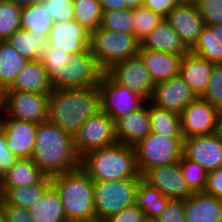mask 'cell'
Instances as JSON below:
<instances>
[{
    "mask_svg": "<svg viewBox=\"0 0 222 222\" xmlns=\"http://www.w3.org/2000/svg\"><path fill=\"white\" fill-rule=\"evenodd\" d=\"M101 110L97 85L52 90L48 95V121L72 137L86 120Z\"/></svg>",
    "mask_w": 222,
    "mask_h": 222,
    "instance_id": "6da1fadb",
    "label": "cell"
},
{
    "mask_svg": "<svg viewBox=\"0 0 222 222\" xmlns=\"http://www.w3.org/2000/svg\"><path fill=\"white\" fill-rule=\"evenodd\" d=\"M31 159L49 177L75 170L80 166L73 137L48 120L38 124Z\"/></svg>",
    "mask_w": 222,
    "mask_h": 222,
    "instance_id": "7a4b0ae2",
    "label": "cell"
},
{
    "mask_svg": "<svg viewBox=\"0 0 222 222\" xmlns=\"http://www.w3.org/2000/svg\"><path fill=\"white\" fill-rule=\"evenodd\" d=\"M80 167L94 181L142 178L133 146L120 142L87 153L80 159Z\"/></svg>",
    "mask_w": 222,
    "mask_h": 222,
    "instance_id": "3957f363",
    "label": "cell"
},
{
    "mask_svg": "<svg viewBox=\"0 0 222 222\" xmlns=\"http://www.w3.org/2000/svg\"><path fill=\"white\" fill-rule=\"evenodd\" d=\"M51 179L68 222H96L94 180L80 166Z\"/></svg>",
    "mask_w": 222,
    "mask_h": 222,
    "instance_id": "277c9868",
    "label": "cell"
},
{
    "mask_svg": "<svg viewBox=\"0 0 222 222\" xmlns=\"http://www.w3.org/2000/svg\"><path fill=\"white\" fill-rule=\"evenodd\" d=\"M139 48L140 41L134 34L114 32L100 27L91 33L90 49L103 72L120 61L138 56Z\"/></svg>",
    "mask_w": 222,
    "mask_h": 222,
    "instance_id": "5b68a950",
    "label": "cell"
},
{
    "mask_svg": "<svg viewBox=\"0 0 222 222\" xmlns=\"http://www.w3.org/2000/svg\"><path fill=\"white\" fill-rule=\"evenodd\" d=\"M133 148L137 169L142 176L150 168L179 162L183 151V137H165L151 132Z\"/></svg>",
    "mask_w": 222,
    "mask_h": 222,
    "instance_id": "8992f818",
    "label": "cell"
},
{
    "mask_svg": "<svg viewBox=\"0 0 222 222\" xmlns=\"http://www.w3.org/2000/svg\"><path fill=\"white\" fill-rule=\"evenodd\" d=\"M141 178L119 181H94L96 222L119 213L135 204V193Z\"/></svg>",
    "mask_w": 222,
    "mask_h": 222,
    "instance_id": "52a82bcc",
    "label": "cell"
},
{
    "mask_svg": "<svg viewBox=\"0 0 222 222\" xmlns=\"http://www.w3.org/2000/svg\"><path fill=\"white\" fill-rule=\"evenodd\" d=\"M74 148L81 159L87 153L118 142L115 122L101 110L89 117L73 136Z\"/></svg>",
    "mask_w": 222,
    "mask_h": 222,
    "instance_id": "ba28073f",
    "label": "cell"
},
{
    "mask_svg": "<svg viewBox=\"0 0 222 222\" xmlns=\"http://www.w3.org/2000/svg\"><path fill=\"white\" fill-rule=\"evenodd\" d=\"M100 93L101 111L114 122L130 112L140 109L147 101L128 88L117 84L106 72L97 84Z\"/></svg>",
    "mask_w": 222,
    "mask_h": 222,
    "instance_id": "9c48e42d",
    "label": "cell"
},
{
    "mask_svg": "<svg viewBox=\"0 0 222 222\" xmlns=\"http://www.w3.org/2000/svg\"><path fill=\"white\" fill-rule=\"evenodd\" d=\"M48 95L18 90L2 92V109L7 117L40 124L48 120Z\"/></svg>",
    "mask_w": 222,
    "mask_h": 222,
    "instance_id": "30bf717a",
    "label": "cell"
},
{
    "mask_svg": "<svg viewBox=\"0 0 222 222\" xmlns=\"http://www.w3.org/2000/svg\"><path fill=\"white\" fill-rule=\"evenodd\" d=\"M106 73L117 84L142 96L147 102L150 100L155 84L139 56L114 64Z\"/></svg>",
    "mask_w": 222,
    "mask_h": 222,
    "instance_id": "8fae6325",
    "label": "cell"
},
{
    "mask_svg": "<svg viewBox=\"0 0 222 222\" xmlns=\"http://www.w3.org/2000/svg\"><path fill=\"white\" fill-rule=\"evenodd\" d=\"M184 138L218 132V109L202 97H196L180 114Z\"/></svg>",
    "mask_w": 222,
    "mask_h": 222,
    "instance_id": "7c38bea8",
    "label": "cell"
},
{
    "mask_svg": "<svg viewBox=\"0 0 222 222\" xmlns=\"http://www.w3.org/2000/svg\"><path fill=\"white\" fill-rule=\"evenodd\" d=\"M142 179L170 200H186L193 194L182 175L179 162L150 168Z\"/></svg>",
    "mask_w": 222,
    "mask_h": 222,
    "instance_id": "4fadbf2b",
    "label": "cell"
},
{
    "mask_svg": "<svg viewBox=\"0 0 222 222\" xmlns=\"http://www.w3.org/2000/svg\"><path fill=\"white\" fill-rule=\"evenodd\" d=\"M182 155L197 162L207 172L222 167V134L193 136L183 139Z\"/></svg>",
    "mask_w": 222,
    "mask_h": 222,
    "instance_id": "5bb4252c",
    "label": "cell"
},
{
    "mask_svg": "<svg viewBox=\"0 0 222 222\" xmlns=\"http://www.w3.org/2000/svg\"><path fill=\"white\" fill-rule=\"evenodd\" d=\"M69 62L62 71V89L97 85L104 73L97 65L90 48L82 53L71 54Z\"/></svg>",
    "mask_w": 222,
    "mask_h": 222,
    "instance_id": "9a60e30c",
    "label": "cell"
},
{
    "mask_svg": "<svg viewBox=\"0 0 222 222\" xmlns=\"http://www.w3.org/2000/svg\"><path fill=\"white\" fill-rule=\"evenodd\" d=\"M196 98L184 79L177 75L167 81L155 84L148 102L158 108L181 114Z\"/></svg>",
    "mask_w": 222,
    "mask_h": 222,
    "instance_id": "2e32d148",
    "label": "cell"
},
{
    "mask_svg": "<svg viewBox=\"0 0 222 222\" xmlns=\"http://www.w3.org/2000/svg\"><path fill=\"white\" fill-rule=\"evenodd\" d=\"M165 20L189 50L198 41L201 31L205 27L195 3L178 2Z\"/></svg>",
    "mask_w": 222,
    "mask_h": 222,
    "instance_id": "e0dca14e",
    "label": "cell"
},
{
    "mask_svg": "<svg viewBox=\"0 0 222 222\" xmlns=\"http://www.w3.org/2000/svg\"><path fill=\"white\" fill-rule=\"evenodd\" d=\"M0 127L3 129L10 151L19 158H31L34 150L38 124L0 117Z\"/></svg>",
    "mask_w": 222,
    "mask_h": 222,
    "instance_id": "ac0fdd59",
    "label": "cell"
},
{
    "mask_svg": "<svg viewBox=\"0 0 222 222\" xmlns=\"http://www.w3.org/2000/svg\"><path fill=\"white\" fill-rule=\"evenodd\" d=\"M91 33L76 20L55 22L48 35V44L68 54L82 53L90 48Z\"/></svg>",
    "mask_w": 222,
    "mask_h": 222,
    "instance_id": "d6986e66",
    "label": "cell"
},
{
    "mask_svg": "<svg viewBox=\"0 0 222 222\" xmlns=\"http://www.w3.org/2000/svg\"><path fill=\"white\" fill-rule=\"evenodd\" d=\"M213 67V63L189 51L182 56L179 75L196 97H202L210 84Z\"/></svg>",
    "mask_w": 222,
    "mask_h": 222,
    "instance_id": "ffe728a7",
    "label": "cell"
},
{
    "mask_svg": "<svg viewBox=\"0 0 222 222\" xmlns=\"http://www.w3.org/2000/svg\"><path fill=\"white\" fill-rule=\"evenodd\" d=\"M147 103L143 104L140 109L130 112L115 122L118 142L134 146L151 133Z\"/></svg>",
    "mask_w": 222,
    "mask_h": 222,
    "instance_id": "44dd1931",
    "label": "cell"
},
{
    "mask_svg": "<svg viewBox=\"0 0 222 222\" xmlns=\"http://www.w3.org/2000/svg\"><path fill=\"white\" fill-rule=\"evenodd\" d=\"M138 56L148 69L154 84L179 75L183 55L139 48Z\"/></svg>",
    "mask_w": 222,
    "mask_h": 222,
    "instance_id": "7402d4cb",
    "label": "cell"
},
{
    "mask_svg": "<svg viewBox=\"0 0 222 222\" xmlns=\"http://www.w3.org/2000/svg\"><path fill=\"white\" fill-rule=\"evenodd\" d=\"M185 222H221L222 200L205 192L193 193L184 200Z\"/></svg>",
    "mask_w": 222,
    "mask_h": 222,
    "instance_id": "603a6c76",
    "label": "cell"
},
{
    "mask_svg": "<svg viewBox=\"0 0 222 222\" xmlns=\"http://www.w3.org/2000/svg\"><path fill=\"white\" fill-rule=\"evenodd\" d=\"M140 48L178 55L189 52V49L165 19L140 42Z\"/></svg>",
    "mask_w": 222,
    "mask_h": 222,
    "instance_id": "cb8c5ba5",
    "label": "cell"
},
{
    "mask_svg": "<svg viewBox=\"0 0 222 222\" xmlns=\"http://www.w3.org/2000/svg\"><path fill=\"white\" fill-rule=\"evenodd\" d=\"M6 90L50 94L53 89L47 71L38 60L30 61L16 76L13 85Z\"/></svg>",
    "mask_w": 222,
    "mask_h": 222,
    "instance_id": "d4e9b609",
    "label": "cell"
},
{
    "mask_svg": "<svg viewBox=\"0 0 222 222\" xmlns=\"http://www.w3.org/2000/svg\"><path fill=\"white\" fill-rule=\"evenodd\" d=\"M52 185V179L45 176L39 183L21 187H0L1 199L9 205L29 209L40 200Z\"/></svg>",
    "mask_w": 222,
    "mask_h": 222,
    "instance_id": "484cf974",
    "label": "cell"
},
{
    "mask_svg": "<svg viewBox=\"0 0 222 222\" xmlns=\"http://www.w3.org/2000/svg\"><path fill=\"white\" fill-rule=\"evenodd\" d=\"M46 175L31 158H19L0 178V187H21L39 183Z\"/></svg>",
    "mask_w": 222,
    "mask_h": 222,
    "instance_id": "4316f807",
    "label": "cell"
},
{
    "mask_svg": "<svg viewBox=\"0 0 222 222\" xmlns=\"http://www.w3.org/2000/svg\"><path fill=\"white\" fill-rule=\"evenodd\" d=\"M29 211L34 222H68L59 192L53 185L29 208Z\"/></svg>",
    "mask_w": 222,
    "mask_h": 222,
    "instance_id": "83f0119b",
    "label": "cell"
},
{
    "mask_svg": "<svg viewBox=\"0 0 222 222\" xmlns=\"http://www.w3.org/2000/svg\"><path fill=\"white\" fill-rule=\"evenodd\" d=\"M29 61L8 42L0 40V91L9 89L16 76L23 70Z\"/></svg>",
    "mask_w": 222,
    "mask_h": 222,
    "instance_id": "f1b7e54d",
    "label": "cell"
},
{
    "mask_svg": "<svg viewBox=\"0 0 222 222\" xmlns=\"http://www.w3.org/2000/svg\"><path fill=\"white\" fill-rule=\"evenodd\" d=\"M8 42L30 62L40 60L43 49L48 44V38L20 28L8 38Z\"/></svg>",
    "mask_w": 222,
    "mask_h": 222,
    "instance_id": "f546056e",
    "label": "cell"
},
{
    "mask_svg": "<svg viewBox=\"0 0 222 222\" xmlns=\"http://www.w3.org/2000/svg\"><path fill=\"white\" fill-rule=\"evenodd\" d=\"M151 132L165 137H183L180 115L148 103Z\"/></svg>",
    "mask_w": 222,
    "mask_h": 222,
    "instance_id": "4dcf8cb0",
    "label": "cell"
},
{
    "mask_svg": "<svg viewBox=\"0 0 222 222\" xmlns=\"http://www.w3.org/2000/svg\"><path fill=\"white\" fill-rule=\"evenodd\" d=\"M53 25L52 17L40 2L21 8V28L31 34L48 37Z\"/></svg>",
    "mask_w": 222,
    "mask_h": 222,
    "instance_id": "1f68e13d",
    "label": "cell"
},
{
    "mask_svg": "<svg viewBox=\"0 0 222 222\" xmlns=\"http://www.w3.org/2000/svg\"><path fill=\"white\" fill-rule=\"evenodd\" d=\"M169 201L158 189L140 179L135 193V205L141 208L145 216L157 218Z\"/></svg>",
    "mask_w": 222,
    "mask_h": 222,
    "instance_id": "d6a6232c",
    "label": "cell"
},
{
    "mask_svg": "<svg viewBox=\"0 0 222 222\" xmlns=\"http://www.w3.org/2000/svg\"><path fill=\"white\" fill-rule=\"evenodd\" d=\"M70 56L71 54L49 44L43 49L40 61L47 71L53 90L62 89V71L70 63Z\"/></svg>",
    "mask_w": 222,
    "mask_h": 222,
    "instance_id": "836d02e7",
    "label": "cell"
},
{
    "mask_svg": "<svg viewBox=\"0 0 222 222\" xmlns=\"http://www.w3.org/2000/svg\"><path fill=\"white\" fill-rule=\"evenodd\" d=\"M74 20L92 33L100 27L103 11L99 0H74Z\"/></svg>",
    "mask_w": 222,
    "mask_h": 222,
    "instance_id": "e575fe53",
    "label": "cell"
},
{
    "mask_svg": "<svg viewBox=\"0 0 222 222\" xmlns=\"http://www.w3.org/2000/svg\"><path fill=\"white\" fill-rule=\"evenodd\" d=\"M189 51L210 63L222 64V44L208 26L202 29L198 41Z\"/></svg>",
    "mask_w": 222,
    "mask_h": 222,
    "instance_id": "d590c367",
    "label": "cell"
},
{
    "mask_svg": "<svg viewBox=\"0 0 222 222\" xmlns=\"http://www.w3.org/2000/svg\"><path fill=\"white\" fill-rule=\"evenodd\" d=\"M100 28L119 33L134 34L133 9L127 8L103 12Z\"/></svg>",
    "mask_w": 222,
    "mask_h": 222,
    "instance_id": "8d00e7d4",
    "label": "cell"
},
{
    "mask_svg": "<svg viewBox=\"0 0 222 222\" xmlns=\"http://www.w3.org/2000/svg\"><path fill=\"white\" fill-rule=\"evenodd\" d=\"M20 28L21 7L0 0V40H8Z\"/></svg>",
    "mask_w": 222,
    "mask_h": 222,
    "instance_id": "74e56055",
    "label": "cell"
},
{
    "mask_svg": "<svg viewBox=\"0 0 222 222\" xmlns=\"http://www.w3.org/2000/svg\"><path fill=\"white\" fill-rule=\"evenodd\" d=\"M181 172L186 183L193 193L204 192L207 183L208 172L197 162L185 158L183 155L179 160Z\"/></svg>",
    "mask_w": 222,
    "mask_h": 222,
    "instance_id": "f35d334b",
    "label": "cell"
},
{
    "mask_svg": "<svg viewBox=\"0 0 222 222\" xmlns=\"http://www.w3.org/2000/svg\"><path fill=\"white\" fill-rule=\"evenodd\" d=\"M164 20L145 6L133 9L134 35L141 42L156 26Z\"/></svg>",
    "mask_w": 222,
    "mask_h": 222,
    "instance_id": "ab89813d",
    "label": "cell"
},
{
    "mask_svg": "<svg viewBox=\"0 0 222 222\" xmlns=\"http://www.w3.org/2000/svg\"><path fill=\"white\" fill-rule=\"evenodd\" d=\"M202 98L213 107L222 108V64H214L210 84Z\"/></svg>",
    "mask_w": 222,
    "mask_h": 222,
    "instance_id": "60d3db41",
    "label": "cell"
},
{
    "mask_svg": "<svg viewBox=\"0 0 222 222\" xmlns=\"http://www.w3.org/2000/svg\"><path fill=\"white\" fill-rule=\"evenodd\" d=\"M39 2L48 10L54 23L74 20L73 1L39 0Z\"/></svg>",
    "mask_w": 222,
    "mask_h": 222,
    "instance_id": "b9f144b4",
    "label": "cell"
},
{
    "mask_svg": "<svg viewBox=\"0 0 222 222\" xmlns=\"http://www.w3.org/2000/svg\"><path fill=\"white\" fill-rule=\"evenodd\" d=\"M195 4L205 26L222 24V0H197Z\"/></svg>",
    "mask_w": 222,
    "mask_h": 222,
    "instance_id": "7bdbcfd3",
    "label": "cell"
},
{
    "mask_svg": "<svg viewBox=\"0 0 222 222\" xmlns=\"http://www.w3.org/2000/svg\"><path fill=\"white\" fill-rule=\"evenodd\" d=\"M184 200H170L161 214L158 222H185Z\"/></svg>",
    "mask_w": 222,
    "mask_h": 222,
    "instance_id": "ee69618b",
    "label": "cell"
},
{
    "mask_svg": "<svg viewBox=\"0 0 222 222\" xmlns=\"http://www.w3.org/2000/svg\"><path fill=\"white\" fill-rule=\"evenodd\" d=\"M19 159L8 148L6 136L0 127V178L5 174Z\"/></svg>",
    "mask_w": 222,
    "mask_h": 222,
    "instance_id": "f6af8a7d",
    "label": "cell"
},
{
    "mask_svg": "<svg viewBox=\"0 0 222 222\" xmlns=\"http://www.w3.org/2000/svg\"><path fill=\"white\" fill-rule=\"evenodd\" d=\"M144 218L145 214L141 208L134 204L104 219L102 222H142Z\"/></svg>",
    "mask_w": 222,
    "mask_h": 222,
    "instance_id": "bcb514c9",
    "label": "cell"
},
{
    "mask_svg": "<svg viewBox=\"0 0 222 222\" xmlns=\"http://www.w3.org/2000/svg\"><path fill=\"white\" fill-rule=\"evenodd\" d=\"M7 222H34L29 209L6 204L0 199Z\"/></svg>",
    "mask_w": 222,
    "mask_h": 222,
    "instance_id": "7dc6e473",
    "label": "cell"
},
{
    "mask_svg": "<svg viewBox=\"0 0 222 222\" xmlns=\"http://www.w3.org/2000/svg\"><path fill=\"white\" fill-rule=\"evenodd\" d=\"M204 192L222 200V167L208 172Z\"/></svg>",
    "mask_w": 222,
    "mask_h": 222,
    "instance_id": "c3c4849f",
    "label": "cell"
},
{
    "mask_svg": "<svg viewBox=\"0 0 222 222\" xmlns=\"http://www.w3.org/2000/svg\"><path fill=\"white\" fill-rule=\"evenodd\" d=\"M177 3L178 0H143V6L159 14L164 19Z\"/></svg>",
    "mask_w": 222,
    "mask_h": 222,
    "instance_id": "681fc988",
    "label": "cell"
},
{
    "mask_svg": "<svg viewBox=\"0 0 222 222\" xmlns=\"http://www.w3.org/2000/svg\"><path fill=\"white\" fill-rule=\"evenodd\" d=\"M103 12L127 9L124 0H99Z\"/></svg>",
    "mask_w": 222,
    "mask_h": 222,
    "instance_id": "f907efd6",
    "label": "cell"
},
{
    "mask_svg": "<svg viewBox=\"0 0 222 222\" xmlns=\"http://www.w3.org/2000/svg\"><path fill=\"white\" fill-rule=\"evenodd\" d=\"M208 27L211 29L213 35H215L218 41L222 44V24L210 25Z\"/></svg>",
    "mask_w": 222,
    "mask_h": 222,
    "instance_id": "816d5d0a",
    "label": "cell"
},
{
    "mask_svg": "<svg viewBox=\"0 0 222 222\" xmlns=\"http://www.w3.org/2000/svg\"><path fill=\"white\" fill-rule=\"evenodd\" d=\"M6 1L13 3L14 5H17L21 8L39 2V0H6Z\"/></svg>",
    "mask_w": 222,
    "mask_h": 222,
    "instance_id": "f5cc1de1",
    "label": "cell"
},
{
    "mask_svg": "<svg viewBox=\"0 0 222 222\" xmlns=\"http://www.w3.org/2000/svg\"><path fill=\"white\" fill-rule=\"evenodd\" d=\"M128 8H137L143 6V0H124Z\"/></svg>",
    "mask_w": 222,
    "mask_h": 222,
    "instance_id": "db71d44e",
    "label": "cell"
},
{
    "mask_svg": "<svg viewBox=\"0 0 222 222\" xmlns=\"http://www.w3.org/2000/svg\"><path fill=\"white\" fill-rule=\"evenodd\" d=\"M218 132L222 134V108L218 109Z\"/></svg>",
    "mask_w": 222,
    "mask_h": 222,
    "instance_id": "11a10c76",
    "label": "cell"
},
{
    "mask_svg": "<svg viewBox=\"0 0 222 222\" xmlns=\"http://www.w3.org/2000/svg\"><path fill=\"white\" fill-rule=\"evenodd\" d=\"M0 222H7L5 213L3 211V207L1 204H0Z\"/></svg>",
    "mask_w": 222,
    "mask_h": 222,
    "instance_id": "9f6ffc18",
    "label": "cell"
},
{
    "mask_svg": "<svg viewBox=\"0 0 222 222\" xmlns=\"http://www.w3.org/2000/svg\"><path fill=\"white\" fill-rule=\"evenodd\" d=\"M142 222H158V219L157 218H153V217L145 216V218L143 219Z\"/></svg>",
    "mask_w": 222,
    "mask_h": 222,
    "instance_id": "6f0895ef",
    "label": "cell"
},
{
    "mask_svg": "<svg viewBox=\"0 0 222 222\" xmlns=\"http://www.w3.org/2000/svg\"><path fill=\"white\" fill-rule=\"evenodd\" d=\"M197 0H178V2L196 3Z\"/></svg>",
    "mask_w": 222,
    "mask_h": 222,
    "instance_id": "680465c9",
    "label": "cell"
},
{
    "mask_svg": "<svg viewBox=\"0 0 222 222\" xmlns=\"http://www.w3.org/2000/svg\"><path fill=\"white\" fill-rule=\"evenodd\" d=\"M0 110L2 111V92L0 91Z\"/></svg>",
    "mask_w": 222,
    "mask_h": 222,
    "instance_id": "91938a15",
    "label": "cell"
},
{
    "mask_svg": "<svg viewBox=\"0 0 222 222\" xmlns=\"http://www.w3.org/2000/svg\"><path fill=\"white\" fill-rule=\"evenodd\" d=\"M48 1H74V0H48Z\"/></svg>",
    "mask_w": 222,
    "mask_h": 222,
    "instance_id": "94428289",
    "label": "cell"
}]
</instances>
